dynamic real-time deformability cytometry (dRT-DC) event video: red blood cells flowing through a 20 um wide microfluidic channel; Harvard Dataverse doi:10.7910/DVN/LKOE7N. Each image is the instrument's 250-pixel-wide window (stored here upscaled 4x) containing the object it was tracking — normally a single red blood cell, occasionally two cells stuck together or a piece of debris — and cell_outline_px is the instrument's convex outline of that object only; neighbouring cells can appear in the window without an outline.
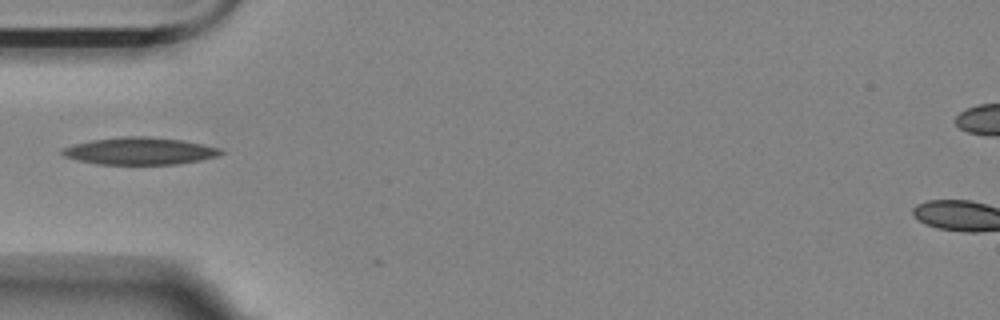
{"species": "Egyptian fruit bat (a non-hibernating species)", "species_latin": "Rousettus aegyptiacus", "temperature_condition": "room temperature", "stored_images_in_passage": 36, "camera_frame_rate_fps": 3000, "um_per_image_px": 0.085, "animal": {"sex": "female"}, "frame": {"image": 1, "passage_image": 2, "time_ms": 0.333, "image_size_px": [1000, 320], "cell_outline_px": [[224, 152], [216, 156], [200, 160], [176, 164], [96, 164], [64, 156], [60, 152], [60, 148], [72, 144], [92, 140], [120, 136], [148, 136], [184, 140], [204, 144], [220, 148]], "centroid_in_image_um": [11.86, 12.82], "position_along_channel_um": 73.1, "area_um2": 25.26}}
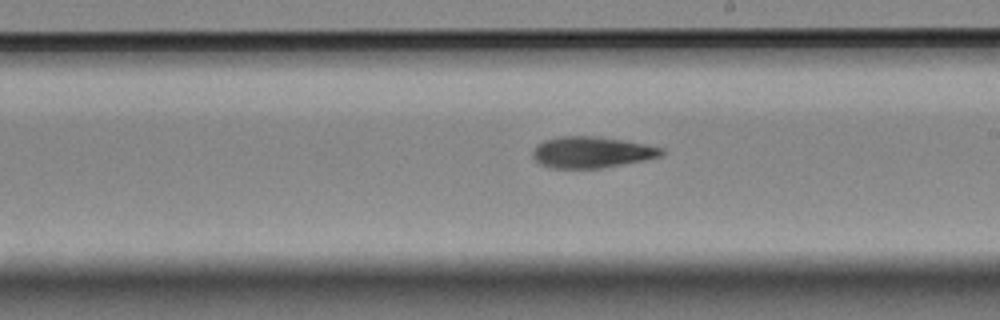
{"frame": {"image": 2, "passage_image": 16, "time_ms": 5.0, "image_size_px": [1000, 320], "cell_outline_px": [[664, 152], [660, 156], [644, 160], [600, 168], [552, 168], [540, 164], [532, 156], [532, 152], [536, 144], [544, 140], [560, 136], [596, 136], [644, 144], [664, 148]], "centroid_in_image_um": [50.25, 12.94], "position_along_channel_um": 238.8, "area_um2": 23.29}}
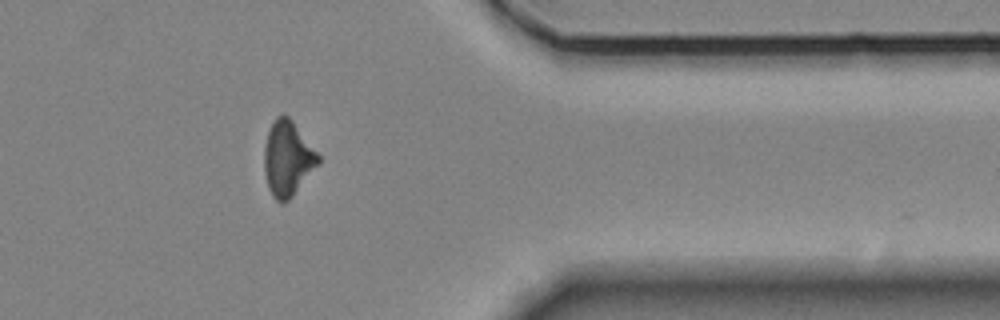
{"frame": {"image": 3, "passage_image": 30, "time_ms": 9.667, "image_size_px": [1000, 320], "cell_outline_px": [[320, 164], [292, 196], [284, 204], [280, 204], [272, 196], [268, 188], [264, 172], [264, 148], [268, 132], [276, 116], [288, 116], [292, 120], [320, 156]], "centroid_in_image_um": [24.45, 13.52], "position_along_channel_um": 387.0, "area_um2": 23.58}}